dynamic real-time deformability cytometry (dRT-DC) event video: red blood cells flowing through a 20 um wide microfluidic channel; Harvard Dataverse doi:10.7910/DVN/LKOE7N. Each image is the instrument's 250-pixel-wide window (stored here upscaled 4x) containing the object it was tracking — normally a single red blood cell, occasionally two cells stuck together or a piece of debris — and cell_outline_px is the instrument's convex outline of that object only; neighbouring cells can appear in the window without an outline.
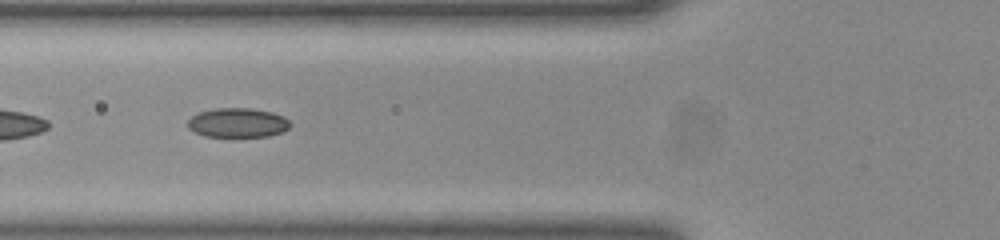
{"species": "common noctule bat (a hibernating species)", "species_latin": "Nyctalus noctula", "temperature_condition": "room temperature", "stored_images_in_passage": 50, "segment_of_instrument_passage": [2, 2], "camera_frame_rate_fps": 3000, "um_per_image_px": 0.085, "animal": {"sex": "female", "body_mass_g": 23.0, "forearm_length_mm": 53.4}, "frame": {"image": 1, "passage_image": 19, "time_ms": 6.0, "image_size_px": [1000, 240], "cell_outline_px": [[292, 124], [284, 132], [268, 136], [232, 140], [204, 136], [188, 128], [188, 120], [192, 116], [200, 112], [216, 108], [252, 108], [272, 112], [284, 116]], "centroid_in_image_um": [20.23, 10.49], "position_along_channel_um": 105.6, "area_um2": 18.44}}
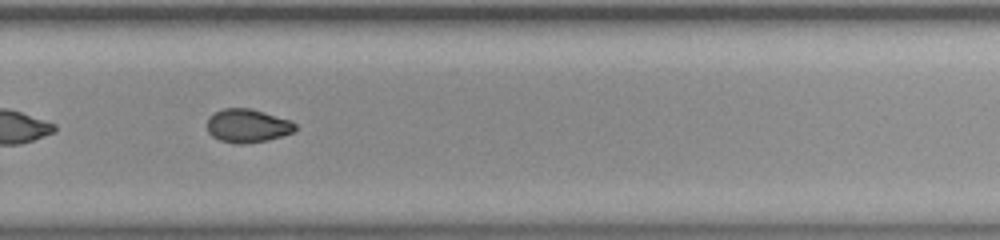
{"frame": {"image": 2, "passage_image": 34, "time_ms": 11.0, "image_size_px": [1000, 240], "cell_outline_px": [[296, 128], [292, 132], [268, 140], [244, 144], [236, 144], [220, 140], [212, 136], [208, 132], [208, 116], [224, 108], [248, 108], [264, 112], [292, 120], [296, 124]], "centroid_in_image_um": [21.04, 10.69], "position_along_channel_um": 308.8, "area_um2": 17.17}}
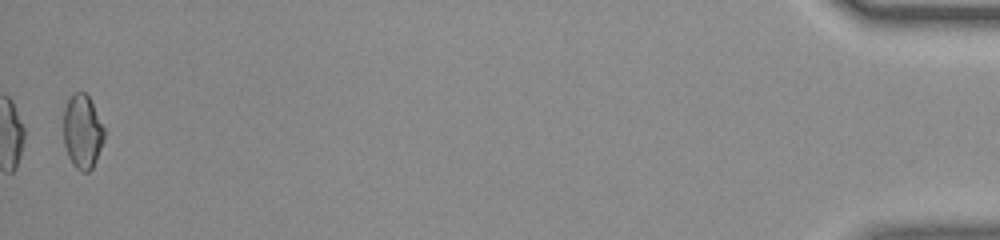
{"frame": {"image": 3, "passage_image": 50, "time_ms": 16.333, "image_size_px": [1000, 240], "cell_outline_px": [[104, 140], [96, 160], [92, 168], [88, 172], [80, 172], [72, 164], [68, 156], [64, 144], [64, 108], [72, 92], [84, 92], [88, 96], [104, 128]], "centroid_in_image_um": [6.99, 11.21], "position_along_channel_um": 428.2, "area_um2": 17.51}}